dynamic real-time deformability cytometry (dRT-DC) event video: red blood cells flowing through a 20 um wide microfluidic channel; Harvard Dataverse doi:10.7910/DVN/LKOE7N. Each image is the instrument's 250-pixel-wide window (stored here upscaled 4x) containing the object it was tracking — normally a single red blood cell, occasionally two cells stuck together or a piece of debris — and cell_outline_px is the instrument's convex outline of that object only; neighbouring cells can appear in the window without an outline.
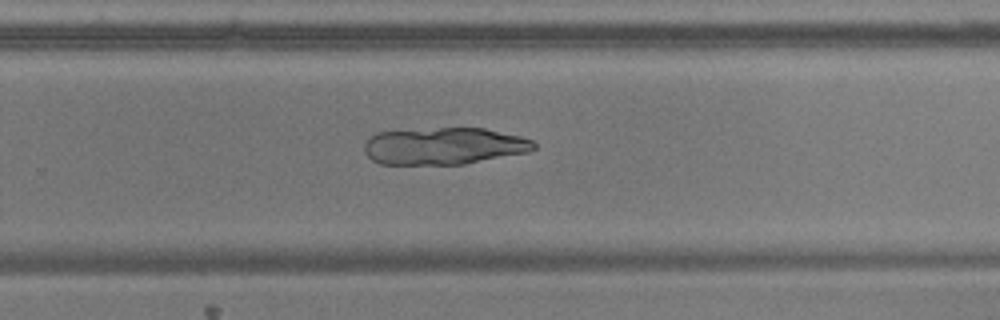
{"species": "common noctule bat (a hibernating species)", "species_latin": "Nyctalus noctula", "temperature_condition": "warm", "stored_images_in_passage": 53, "camera_frame_rate_fps": 3000, "um_per_image_px": 0.085, "animal": {"sex": "male", "body_mass_g": 17.9, "forearm_length_mm": 54.2}, "frame": {"image": 1, "passage_image": 35, "time_ms": 11.333, "image_size_px": [1000, 320], "cell_outline_px": [[536, 148], [528, 152], [464, 164], [380, 164], [372, 160], [364, 152], [364, 144], [376, 132], [440, 128], [484, 128], [520, 136], [532, 140], [536, 144]], "centroid_in_image_um": [37.74, 12.41], "position_along_channel_um": 292.1, "area_um2": 36.47}}